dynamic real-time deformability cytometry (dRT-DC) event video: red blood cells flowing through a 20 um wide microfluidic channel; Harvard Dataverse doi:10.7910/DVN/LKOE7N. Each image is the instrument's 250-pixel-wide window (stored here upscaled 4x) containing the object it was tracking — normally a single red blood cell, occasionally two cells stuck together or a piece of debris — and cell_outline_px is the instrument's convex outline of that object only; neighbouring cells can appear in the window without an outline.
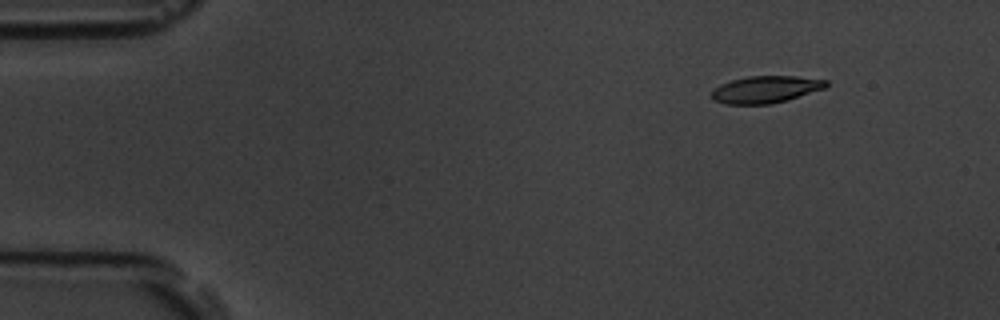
{"species": "common noctule bat (a hibernating species)", "species_latin": "Nyctalus noctula", "temperature_condition": "room temperature", "stored_images_in_passage": 6, "camera_frame_rate_fps": 3000, "um_per_image_px": 0.085, "animal": {"sex": "male", "body_mass_g": 19.5, "forearm_length_mm": 54.6}, "frame": {"image": 1, "passage_image": 3, "time_ms": 2.0, "image_size_px": [1000, 320], "cell_outline_px": [[828, 84], [824, 88], [788, 100], [772, 104], [724, 104], [716, 100], [712, 96], [712, 88], [720, 84], [732, 80], [748, 76], [796, 76], [828, 80]], "centroid_in_image_um": [65.08, 7.6], "position_along_channel_um": 19.9, "area_um2": 18.03}}
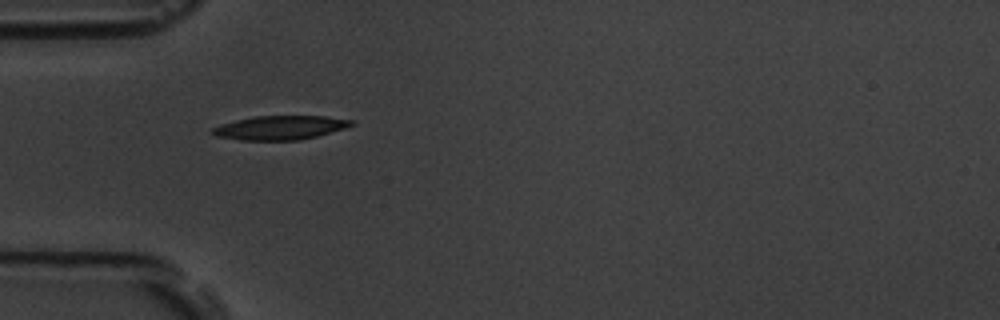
{"frame": {"image": 2, "passage_image": 6, "time_ms": 5.667, "image_size_px": [1000, 320], "cell_outline_px": [[356, 124], [344, 128], [316, 136], [300, 140], [244, 140], [216, 136], [212, 132], [212, 128], [220, 124], [252, 116], [324, 116], [352, 120]], "centroid_in_image_um": [23.8, 10.84], "position_along_channel_um": 61.2, "area_um2": 19.25}}